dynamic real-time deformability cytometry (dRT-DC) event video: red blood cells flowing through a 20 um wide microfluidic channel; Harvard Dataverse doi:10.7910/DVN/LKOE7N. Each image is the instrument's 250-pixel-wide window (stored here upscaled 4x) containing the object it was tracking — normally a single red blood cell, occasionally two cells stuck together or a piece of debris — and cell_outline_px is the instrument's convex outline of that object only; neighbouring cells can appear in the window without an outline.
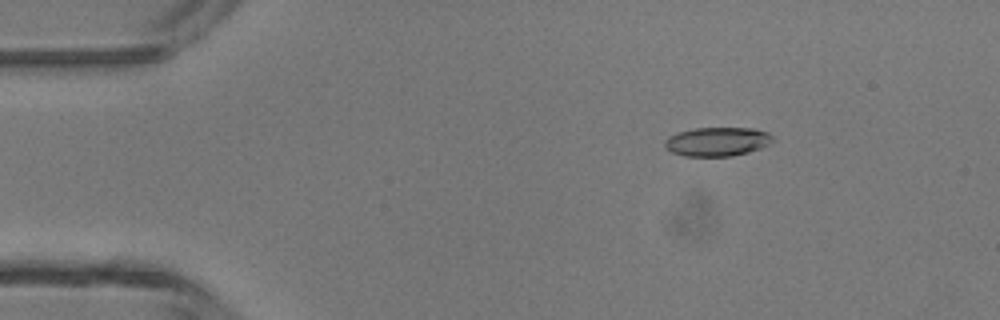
{"species": "common noctule bat (a hibernating species)", "species_latin": "Nyctalus noctula", "temperature_condition": "room temperature", "stored_images_in_passage": 47, "camera_frame_rate_fps": 3000, "um_per_image_px": 0.085, "animal": {"sex": "male", "body_mass_g": 13.3}, "frame": {"image": 1, "passage_image": 7, "time_ms": 2.0, "image_size_px": [1000, 320], "cell_outline_px": [[772, 140], [768, 144], [760, 148], [748, 152], [732, 156], [684, 156], [672, 152], [664, 144], [664, 140], [668, 136], [680, 132], [696, 128], [752, 128], [768, 132], [772, 136]], "centroid_in_image_um": [60.96, 12.04], "position_along_channel_um": 24.0, "area_um2": 18.03}}
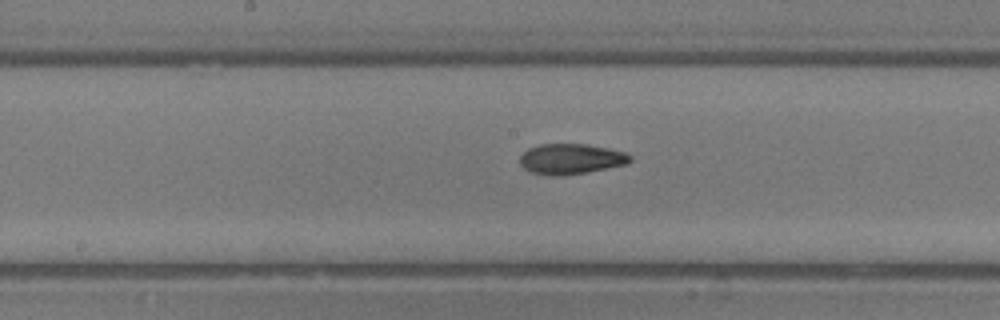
{"frame": {"image": 2, "passage_image": 24, "time_ms": 7.667, "image_size_px": [1000, 320], "cell_outline_px": [[632, 160], [628, 164], [584, 172], [560, 176], [552, 176], [532, 172], [524, 168], [520, 164], [520, 156], [528, 148], [540, 144], [588, 144], [608, 148], [624, 152], [632, 156]], "centroid_in_image_um": [48.53, 13.5], "position_along_channel_um": 199.7, "area_um2": 19.48}}
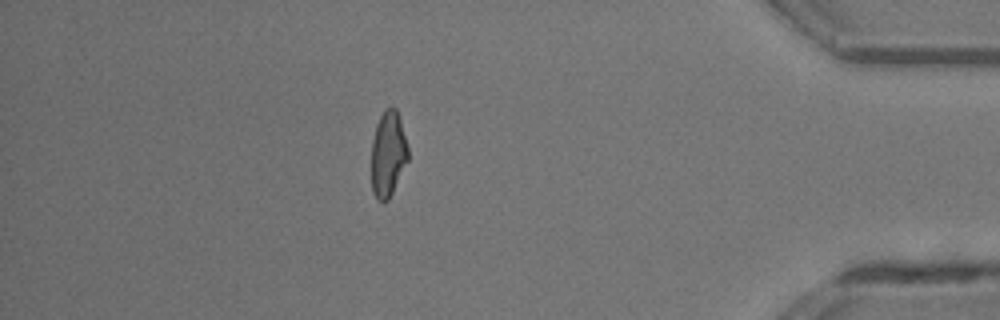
{"frame": {"image": 3, "passage_image": 41, "time_ms": 13.333, "image_size_px": [1000, 320], "cell_outline_px": [[408, 160], [388, 200], [384, 204], [376, 200], [372, 192], [372, 140], [376, 124], [384, 108], [396, 108], [400, 120], [408, 148]], "centroid_in_image_um": [32.97, 13.12], "position_along_channel_um": 402.2, "area_um2": 18.26}, "authors_computed_cell_mechanics": {"area_um2": 19.0162, "velocity_mm_per_s": 4.3763, "shape_relaxation_time_tau1_ms": 4.5747, "shape_relaxation_time_tau2_ms": 2.0694, "deformation_change_tau1": 0.1727, "deformation_change_tau2": 0.0928}}